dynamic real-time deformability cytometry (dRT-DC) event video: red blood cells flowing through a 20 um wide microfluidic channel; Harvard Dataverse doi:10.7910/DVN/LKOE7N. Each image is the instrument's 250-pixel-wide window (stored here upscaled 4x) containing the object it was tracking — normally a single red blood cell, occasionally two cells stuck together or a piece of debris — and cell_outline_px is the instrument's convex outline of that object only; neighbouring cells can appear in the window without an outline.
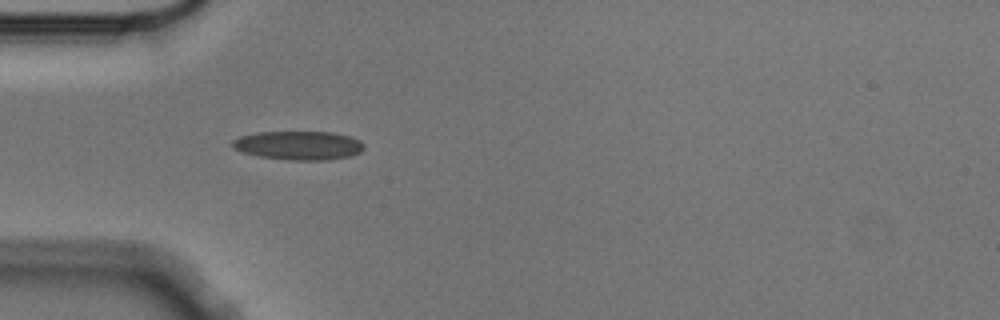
{"species": "Egyptian fruit bat (a non-hibernating species)", "species_latin": "Rousettus aegyptiacus", "temperature_condition": "cold", "stored_images_in_passage": 6, "camera_frame_rate_fps": 3000, "um_per_image_px": 0.085, "animal": {"sex": "male"}, "frame": {"image": 1, "passage_image": 1, "time_ms": 0.0, "image_size_px": [1000, 320], "cell_outline_px": [[364, 148], [360, 152], [348, 156], [324, 160], [288, 160], [260, 156], [244, 152], [232, 148], [232, 140], [240, 136], [256, 132], [332, 132], [348, 136], [360, 140], [364, 144]], "centroid_in_image_um": [25.37, 12.35], "position_along_channel_um": 59.6, "area_um2": 21.96}}
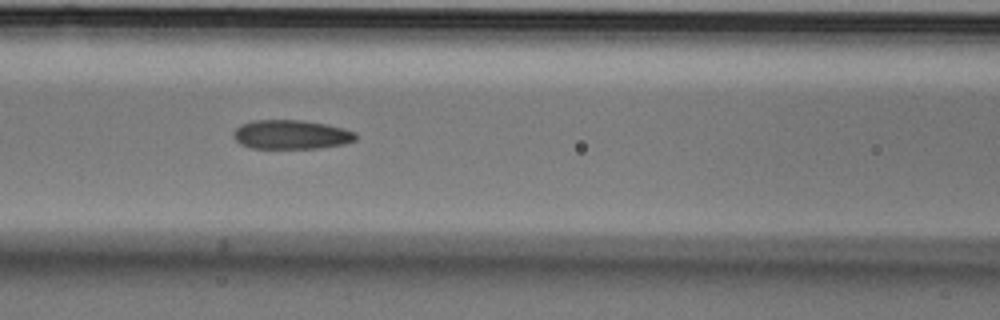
{"frame": {"image": 2, "passage_image": 3, "time_ms": 0.667, "image_size_px": [1000, 320], "cell_outline_px": [[356, 140], [344, 144], [320, 148], [252, 148], [240, 144], [232, 136], [232, 132], [240, 124], [252, 120], [300, 120], [324, 124], [356, 132]], "centroid_in_image_um": [24.7, 11.44], "position_along_channel_um": 141.9, "area_um2": 20.75}}
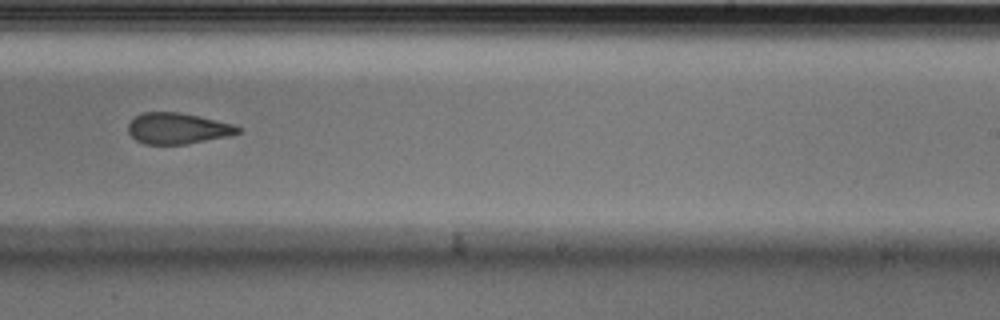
{"frame": {"image": 3, "passage_image": 6, "time_ms": 1.667, "image_size_px": [1000, 320], "cell_outline_px": [[240, 132], [228, 136], [184, 144], [144, 144], [136, 140], [128, 132], [128, 124], [136, 116], [144, 112], [180, 112], [232, 124], [240, 128]], "centroid_in_image_um": [15.06, 10.91], "position_along_channel_um": 273.9, "area_um2": 19.54}}